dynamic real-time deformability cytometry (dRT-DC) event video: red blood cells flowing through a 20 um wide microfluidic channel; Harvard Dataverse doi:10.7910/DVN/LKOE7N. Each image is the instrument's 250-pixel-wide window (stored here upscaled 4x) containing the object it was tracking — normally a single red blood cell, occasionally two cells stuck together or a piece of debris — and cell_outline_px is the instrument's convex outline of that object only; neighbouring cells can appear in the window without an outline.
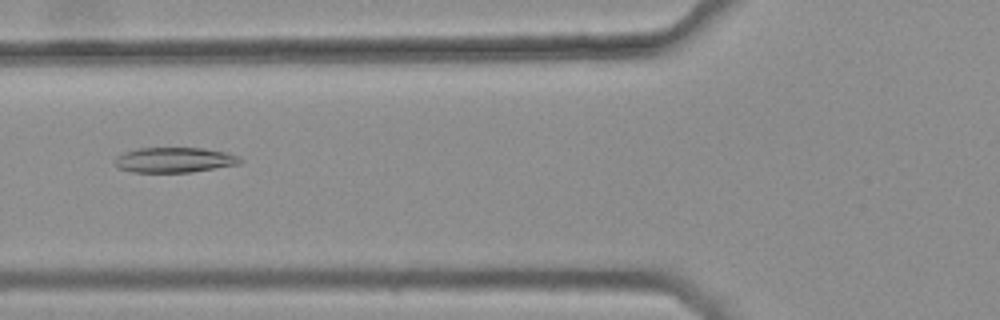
{"species": "common noctule bat (a hibernating species)", "species_latin": "Nyctalus noctula", "temperature_condition": "warm", "stored_images_in_passage": 5, "camera_frame_rate_fps": 3000, "um_per_image_px": 0.085, "animal": {"sex": "female", "body_mass_g": 25.1}, "frame": {"image": 1, "passage_image": 5, "time_ms": 1.333, "image_size_px": [1000, 320], "cell_outline_px": [[244, 160], [240, 164], [192, 172], [132, 172], [116, 168], [112, 160], [116, 156], [124, 152], [140, 148], [204, 148], [224, 152], [240, 156]], "centroid_in_image_um": [14.8, 13.6], "position_along_channel_um": 111.0, "area_um2": 18.61}}